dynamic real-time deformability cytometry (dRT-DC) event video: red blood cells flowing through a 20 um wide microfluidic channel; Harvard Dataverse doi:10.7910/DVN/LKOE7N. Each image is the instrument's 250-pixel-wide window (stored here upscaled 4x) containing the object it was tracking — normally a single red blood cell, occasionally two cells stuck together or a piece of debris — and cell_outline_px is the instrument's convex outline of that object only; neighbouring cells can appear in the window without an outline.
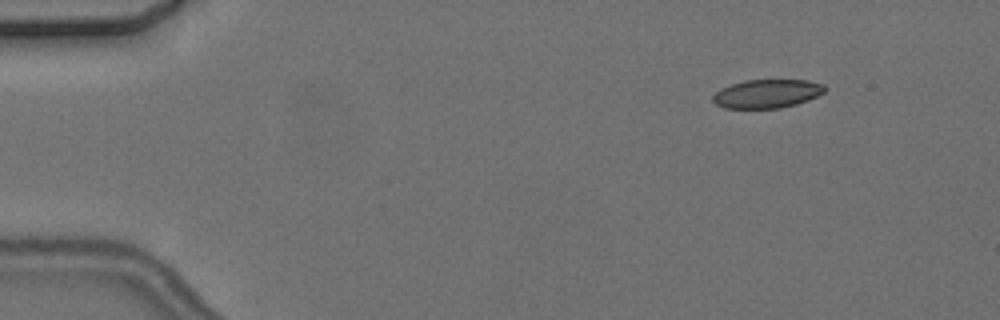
{"species": "common noctule bat (a hibernating species)", "species_latin": "Nyctalus noctula", "temperature_condition": "cold", "stored_images_in_passage": 4, "camera_frame_rate_fps": 3000, "um_per_image_px": 0.085, "animal": {"sex": "female", "body_mass_g": 24.6, "forearm_length_mm": 56.2}, "frame": {"image": 1, "passage_image": 2, "time_ms": 1.333, "image_size_px": [1000, 320], "cell_outline_px": [[828, 88], [824, 92], [808, 100], [796, 104], [780, 108], [724, 108], [716, 104], [712, 100], [712, 96], [720, 88], [744, 80], [808, 80], [824, 84]], "centroid_in_image_um": [65.2, 7.96], "position_along_channel_um": 19.8, "area_um2": 18.73}}